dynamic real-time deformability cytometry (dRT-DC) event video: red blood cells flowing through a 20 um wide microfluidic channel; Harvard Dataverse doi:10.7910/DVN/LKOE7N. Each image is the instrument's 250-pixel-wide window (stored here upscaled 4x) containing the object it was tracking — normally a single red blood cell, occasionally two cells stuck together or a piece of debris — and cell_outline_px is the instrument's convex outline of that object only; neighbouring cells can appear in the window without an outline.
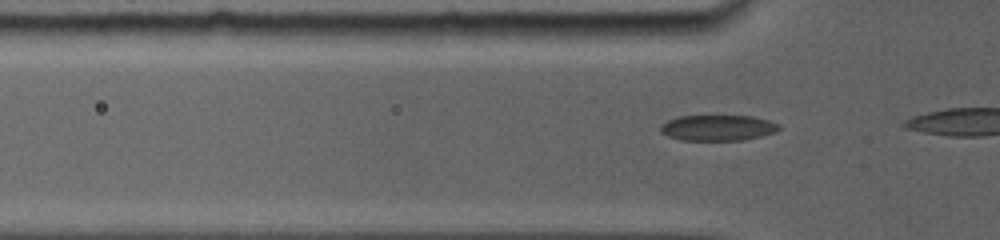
{"species": "common noctule bat (a hibernating species)", "species_latin": "Nyctalus noctula", "temperature_condition": "room temperature", "stored_images_in_passage": 10, "camera_frame_rate_fps": 5000, "um_per_image_px": 0.085, "animal": {"sex": "female", "body_mass_g": 19.0, "forearm_length_mm": 56.7}, "frame": {"image": 1, "passage_image": 4, "time_ms": 0.6, "image_size_px": [1000, 240], "cell_outline_px": [[780, 128], [776, 132], [744, 140], [680, 140], [668, 136], [660, 132], [660, 124], [676, 116], [752, 116], [768, 120], [780, 124]], "centroid_in_image_um": [60.99, 10.86], "position_along_channel_um": 64.8, "area_um2": 17.86}}
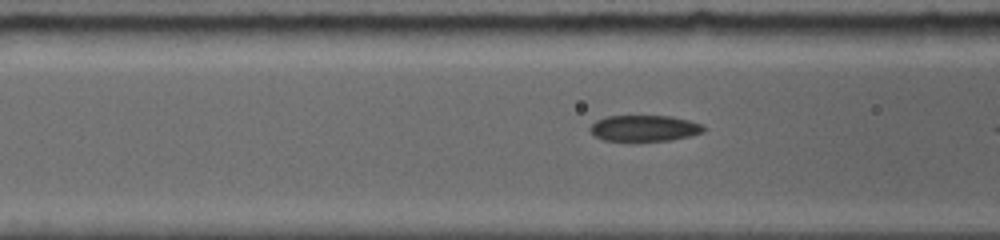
{"frame": {"image": 2, "passage_image": 9, "time_ms": 1.8, "image_size_px": [1000, 240], "cell_outline_px": [[704, 132], [672, 140], [628, 144], [604, 140], [596, 136], [588, 128], [596, 120], [604, 116], [672, 116], [704, 124]], "centroid_in_image_um": [54.74, 10.94], "position_along_channel_um": 111.9, "area_um2": 18.09}}